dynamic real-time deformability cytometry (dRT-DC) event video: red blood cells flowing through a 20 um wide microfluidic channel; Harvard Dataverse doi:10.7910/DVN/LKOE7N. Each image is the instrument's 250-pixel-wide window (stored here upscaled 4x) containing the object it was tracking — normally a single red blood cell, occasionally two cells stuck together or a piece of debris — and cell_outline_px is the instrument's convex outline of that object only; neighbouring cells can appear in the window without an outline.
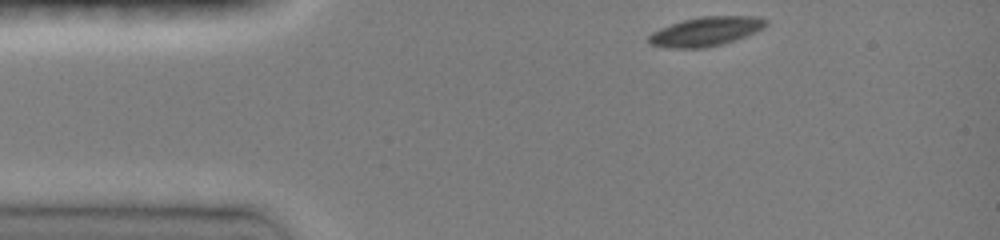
{"species": "common noctule bat (a hibernating species)", "species_latin": "Nyctalus noctula", "temperature_condition": "room temperature", "stored_images_in_passage": 36, "camera_frame_rate_fps": 3000, "um_per_image_px": 0.085, "animal": {"sex": "female", "body_mass_g": 19.0, "forearm_length_mm": 51.5}, "frame": {"image": 1, "passage_image": 1, "time_ms": 0.0, "image_size_px": [1000, 240], "cell_outline_px": [[768, 24], [764, 28], [748, 36], [724, 44], [704, 48], [668, 48], [648, 44], [648, 36], [652, 32], [660, 28], [684, 20], [700, 16], [756, 16], [768, 20]], "centroid_in_image_um": [60.03, 2.68], "position_along_channel_um": 25.0, "area_um2": 20.17}}
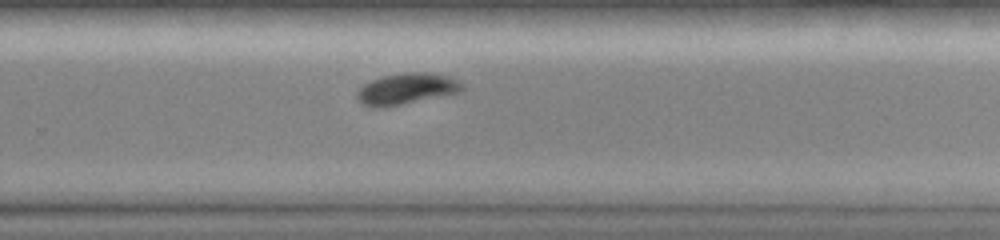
{"frame": {"image": 2, "passage_image": 25, "time_ms": 8.0, "image_size_px": [1000, 240], "cell_outline_px": [[464, 88], [456, 92], [388, 108], [372, 108], [360, 104], [356, 100], [356, 92], [364, 84], [372, 80], [384, 76], [404, 72], [424, 72], [448, 76], [460, 80], [464, 84]], "centroid_in_image_um": [34.49, 7.57], "position_along_channel_um": 295.3, "area_um2": 19.31}}
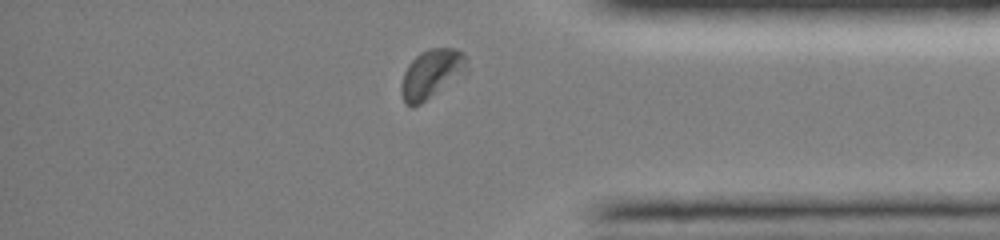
{"frame": {"image": 3, "passage_image": 33, "time_ms": 10.667, "image_size_px": [1000, 240], "cell_outline_px": [[468, 72], [464, 76], [420, 104], [412, 108], [404, 104], [400, 92], [400, 84], [404, 72], [408, 64], [420, 52], [428, 48], [456, 48], [464, 52]], "centroid_in_image_um": [36.68, 6.3], "position_along_channel_um": 398.5, "area_um2": 19.31}, "authors_computed_cell_mechanics": {"area_um2": 19.8543, "velocity_mm_per_s": 4.0443, "shape_relaxation_time_tau1_ms": 2.4136, "shape_relaxation_time_tau2_ms": 6.9727, "deformation_change_tau1": 0.1378, "deformation_change_tau2": 0.0731}}